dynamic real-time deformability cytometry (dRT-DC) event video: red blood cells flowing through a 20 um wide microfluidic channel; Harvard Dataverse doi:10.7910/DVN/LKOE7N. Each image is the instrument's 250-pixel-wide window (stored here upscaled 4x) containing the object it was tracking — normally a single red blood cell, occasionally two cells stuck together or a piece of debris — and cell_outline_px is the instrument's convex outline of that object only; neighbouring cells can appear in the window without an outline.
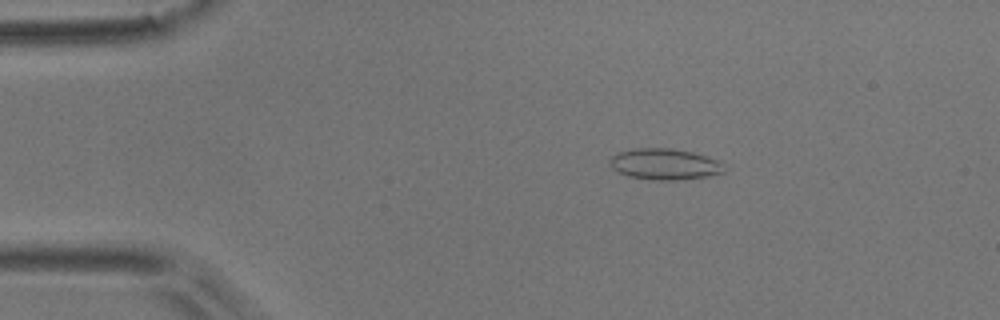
{"species": "common noctule bat (a hibernating species)", "species_latin": "Nyctalus noctula", "temperature_condition": "room temperature", "stored_images_in_passage": 3, "camera_frame_rate_fps": 3000, "um_per_image_px": 0.085, "animal": {"sex": "male", "body_mass_g": 17.9}, "frame": {"image": 1, "passage_image": 1, "time_ms": 0.0, "image_size_px": [1000, 320], "cell_outline_px": [[724, 172], [708, 176], [676, 180], [656, 180], [628, 176], [612, 168], [612, 156], [620, 152], [636, 148], [672, 148], [692, 152], [716, 160], [720, 164]], "centroid_in_image_um": [56.48, 13.95], "position_along_channel_um": 28.5, "area_um2": 20.17}}